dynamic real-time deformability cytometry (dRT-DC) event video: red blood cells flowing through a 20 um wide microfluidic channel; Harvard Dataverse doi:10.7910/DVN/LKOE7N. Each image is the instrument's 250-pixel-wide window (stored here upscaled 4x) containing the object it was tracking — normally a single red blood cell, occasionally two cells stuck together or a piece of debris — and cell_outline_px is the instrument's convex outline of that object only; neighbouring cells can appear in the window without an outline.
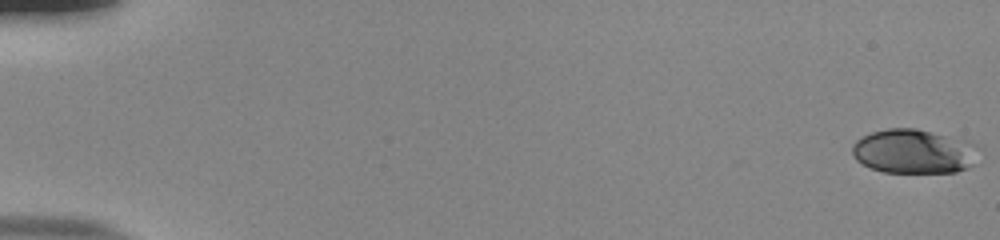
{"species": "human", "species_latin": "Homo sapiens", "temperature_condition": "room temperature", "stored_images_in_passage": 55, "camera_frame_rate_fps": 3000, "um_per_image_px": 0.085, "donor": {"sex": "male"}, "frame": {"image": 1, "passage_image": 1, "time_ms": 0.0, "image_size_px": [1000, 240], "cell_outline_px": [[984, 148], [972, 164], [968, 168], [956, 172], [884, 172], [872, 168], [856, 160], [852, 152], [852, 144], [856, 140], [872, 132], [888, 128], [916, 128], [972, 140]], "centroid_in_image_um": [77.78, 12.85], "position_along_channel_um": 7.2, "area_um2": 33.29}}
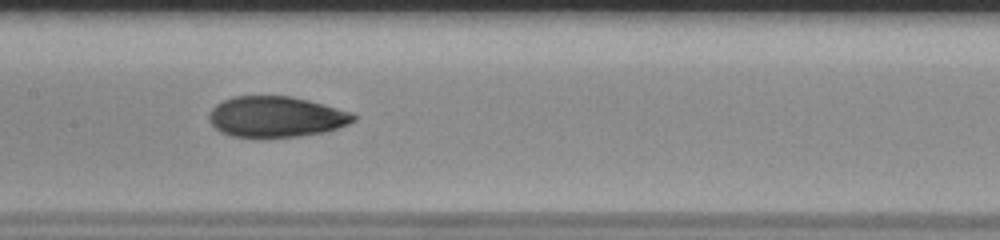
{"frame": {"image": 2, "passage_image": 29, "time_ms": 9.333, "image_size_px": [1000, 240], "cell_outline_px": [[356, 120], [348, 124], [324, 132], [296, 136], [232, 136], [220, 132], [208, 120], [208, 116], [212, 108], [216, 104], [224, 100], [236, 96], [292, 96], [324, 104], [352, 112], [356, 116]], "centroid_in_image_um": [23.47, 9.91], "position_along_channel_um": 183.9, "area_um2": 33.99}}
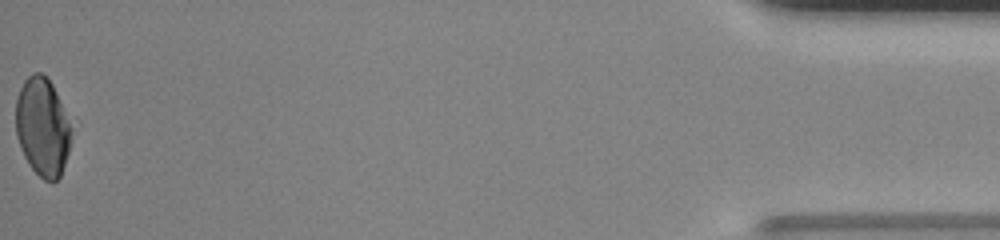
{"frame": {"image": 3, "passage_image": 55, "time_ms": 18.0, "image_size_px": [1000, 240], "cell_outline_px": [[72, 128], [68, 152], [60, 176], [52, 184], [44, 180], [28, 164], [20, 148], [16, 136], [16, 100], [20, 88], [24, 80], [32, 72], [40, 72], [52, 84], [56, 92]], "centroid_in_image_um": [3.59, 10.81], "position_along_channel_um": 431.6, "area_um2": 31.73}, "authors_computed_cell_mechanics": {"area_um2": 34.102, "velocity_mm_per_s": 3.8678, "shape_relaxation_time_tau1_ms": 7.0578, "shape_relaxation_time_tau2_ms": 1.5264, "deformation_change_tau1": 0.1991, "deformation_change_tau2": 0.0563}}